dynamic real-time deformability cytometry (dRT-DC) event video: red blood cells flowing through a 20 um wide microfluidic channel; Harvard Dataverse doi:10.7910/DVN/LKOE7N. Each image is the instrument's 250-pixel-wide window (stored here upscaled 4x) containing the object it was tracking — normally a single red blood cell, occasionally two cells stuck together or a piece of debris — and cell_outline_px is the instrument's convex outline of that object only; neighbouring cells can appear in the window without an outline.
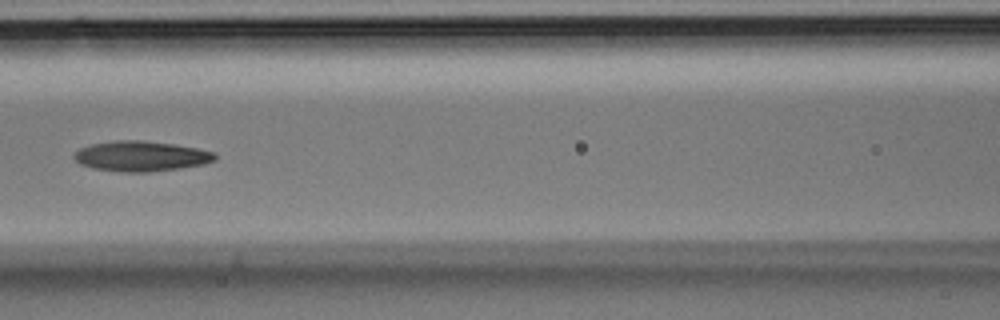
{"species": "Egyptian fruit bat (a non-hibernating species)", "species_latin": "Rousettus aegyptiacus", "temperature_condition": "room temperature", "stored_images_in_passage": 36, "camera_frame_rate_fps": 3000, "um_per_image_px": 0.085, "animal": {"sex": "male"}, "frame": {"image": 1, "passage_image": 16, "time_ms": 5.0, "image_size_px": [1000, 320], "cell_outline_px": [[216, 160], [204, 164], [180, 168], [148, 172], [124, 172], [92, 168], [80, 164], [72, 156], [80, 148], [92, 144], [112, 140], [144, 140], [172, 144], [196, 148], [216, 152]], "centroid_in_image_um": [11.99, 13.27], "position_along_channel_um": 154.6, "area_um2": 24.85}}
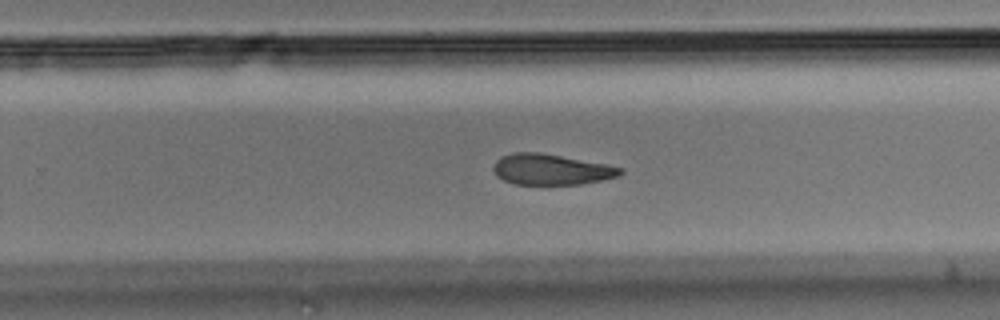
{"frame": {"image": 2, "passage_image": 23, "time_ms": 7.333, "image_size_px": [1000, 320], "cell_outline_px": [[624, 172], [620, 176], [580, 184], [512, 184], [496, 176], [492, 168], [492, 164], [500, 156], [512, 152], [540, 152], [604, 164], [624, 168]], "centroid_in_image_um": [46.79, 14.4], "position_along_channel_um": 283.0, "area_um2": 22.83}}
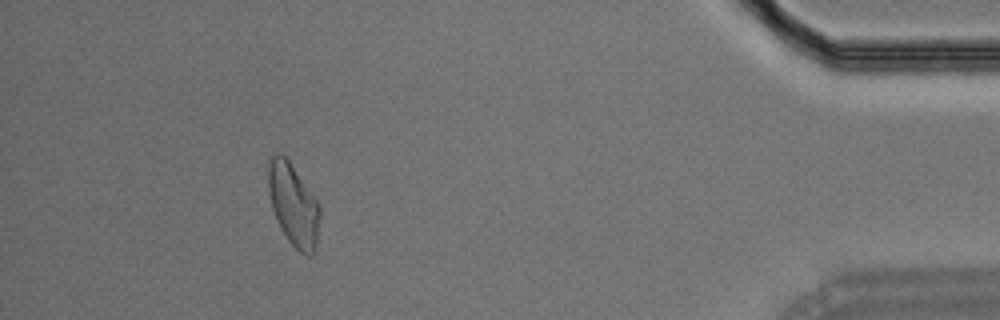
{"frame": {"image": 3, "passage_image": 33, "time_ms": 10.667, "image_size_px": [1000, 320], "cell_outline_px": [[320, 216], [316, 244], [312, 256], [308, 256], [300, 252], [288, 240], [280, 228], [272, 208], [268, 188], [268, 156], [276, 152], [280, 152], [288, 160], [320, 204]], "centroid_in_image_um": [24.92, 17.38], "position_along_channel_um": 410.3, "area_um2": 24.74}}